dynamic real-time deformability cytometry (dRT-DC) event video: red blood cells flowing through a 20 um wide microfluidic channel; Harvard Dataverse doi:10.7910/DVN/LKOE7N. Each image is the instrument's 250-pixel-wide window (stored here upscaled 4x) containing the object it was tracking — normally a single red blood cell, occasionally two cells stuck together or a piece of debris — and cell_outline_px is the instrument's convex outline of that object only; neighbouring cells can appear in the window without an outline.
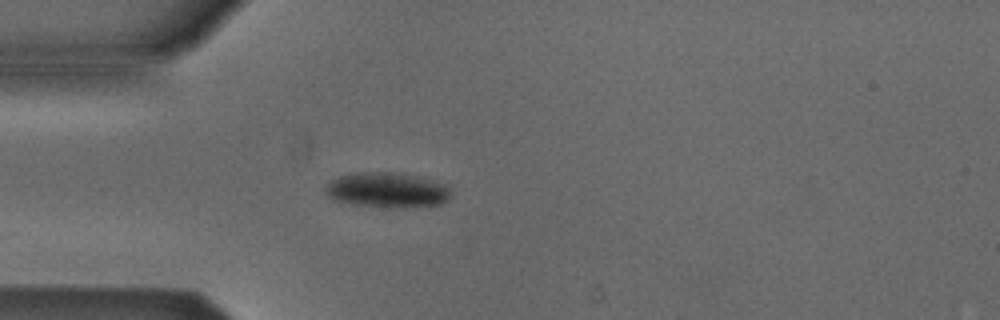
{"species": "Egyptian fruit bat (a non-hibernating species)", "species_latin": "Rousettus aegyptiacus", "temperature_condition": "cold", "stored_images_in_passage": 5, "camera_frame_rate_fps": 3000, "um_per_image_px": 0.085, "animal": {"sex": "male"}, "frame": {"image": 1, "passage_image": 5, "time_ms": 4.667, "image_size_px": [1000, 320], "cell_outline_px": [[452, 196], [448, 200], [440, 204], [404, 208], [392, 208], [352, 204], [332, 200], [324, 192], [324, 188], [332, 180], [340, 176], [356, 172], [400, 172], [448, 184], [452, 188]], "centroid_in_image_um": [32.95, 16.16], "position_along_channel_um": 52.0, "area_um2": 26.24}}